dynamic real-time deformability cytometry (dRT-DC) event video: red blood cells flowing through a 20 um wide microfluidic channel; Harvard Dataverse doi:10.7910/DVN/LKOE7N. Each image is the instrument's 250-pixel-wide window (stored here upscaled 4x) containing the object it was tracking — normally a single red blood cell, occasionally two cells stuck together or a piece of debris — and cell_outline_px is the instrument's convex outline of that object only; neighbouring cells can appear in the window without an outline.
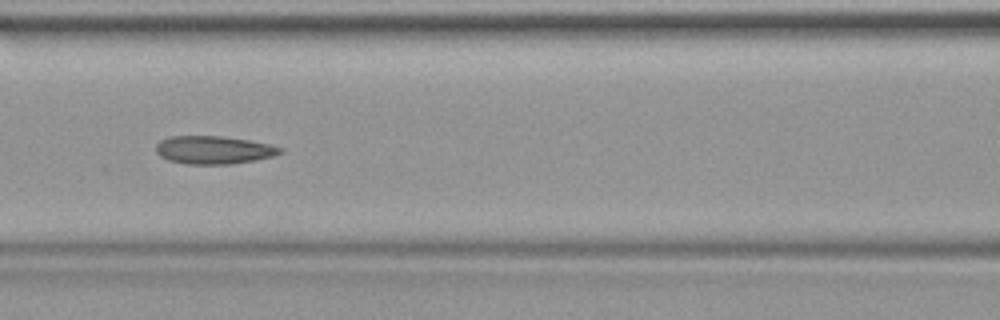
{"species": "common noctule bat (a hibernating species)", "species_latin": "Nyctalus noctula", "temperature_condition": "warm", "stored_images_in_passage": 41, "camera_frame_rate_fps": 3000, "um_per_image_px": 0.085, "animal": {"sex": "female", "body_mass_g": 19.9}, "frame": {"image": 1, "passage_image": 18, "time_ms": 5.667, "image_size_px": [1000, 320], "cell_outline_px": [[284, 152], [272, 156], [256, 160], [232, 164], [188, 164], [168, 160], [160, 156], [156, 152], [156, 144], [160, 140], [172, 136], [224, 136], [248, 140], [268, 144], [284, 148]], "centroid_in_image_um": [18.17, 12.74], "position_along_channel_um": 148.4, "area_um2": 20.35}}